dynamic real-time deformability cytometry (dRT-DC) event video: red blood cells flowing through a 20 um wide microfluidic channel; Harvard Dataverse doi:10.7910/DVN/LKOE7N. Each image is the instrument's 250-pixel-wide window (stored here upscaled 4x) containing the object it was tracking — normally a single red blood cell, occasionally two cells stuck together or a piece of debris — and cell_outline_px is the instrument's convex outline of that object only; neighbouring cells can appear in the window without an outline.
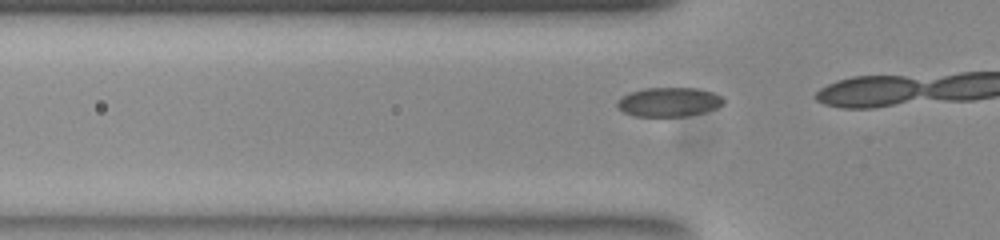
{"species": "common noctule bat (a hibernating species)", "species_latin": "Nyctalus noctula", "temperature_condition": "room temperature", "stored_images_in_passage": 16, "camera_frame_rate_fps": 3000, "um_per_image_px": 0.085, "animal": {"sex": "female", "body_mass_g": 23.0, "forearm_length_mm": 53.4}, "frame": {"image": 1, "passage_image": 14, "time_ms": 4.333, "image_size_px": [1000, 240], "cell_outline_px": [[724, 104], [716, 108], [704, 112], [688, 116], [636, 116], [624, 112], [616, 104], [616, 100], [628, 92], [644, 88], [700, 88], [712, 92], [720, 96], [724, 100]], "centroid_in_image_um": [56.85, 8.66], "position_along_channel_um": 69.0, "area_um2": 18.15}}